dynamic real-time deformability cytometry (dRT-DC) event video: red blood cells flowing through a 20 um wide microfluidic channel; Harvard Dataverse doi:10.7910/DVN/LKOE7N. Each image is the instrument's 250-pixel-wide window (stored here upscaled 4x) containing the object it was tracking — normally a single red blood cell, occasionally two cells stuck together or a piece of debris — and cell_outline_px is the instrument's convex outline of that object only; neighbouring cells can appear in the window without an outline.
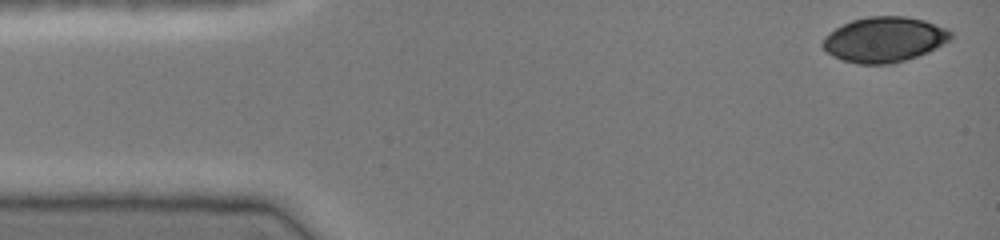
{"species": "common noctule bat (a hibernating species)", "species_latin": "Nyctalus noctula", "temperature_condition": "cold", "stored_images_in_passage": 5, "camera_frame_rate_fps": 3000, "um_per_image_px": 0.085, "animal": {"sex": "female", "body_mass_g": 19.0, "forearm_length_mm": 51.5}, "frame": {"image": 1, "passage_image": 1, "time_ms": 0.0, "image_size_px": [1000, 240], "cell_outline_px": [[952, 40], [928, 52], [892, 64], [860, 64], [844, 60], [832, 56], [820, 44], [824, 36], [836, 28], [852, 20], [868, 16], [904, 16], [924, 20], [948, 28], [952, 32]], "centroid_in_image_um": [75.19, 3.35], "position_along_channel_um": 9.8, "area_um2": 33.81}}